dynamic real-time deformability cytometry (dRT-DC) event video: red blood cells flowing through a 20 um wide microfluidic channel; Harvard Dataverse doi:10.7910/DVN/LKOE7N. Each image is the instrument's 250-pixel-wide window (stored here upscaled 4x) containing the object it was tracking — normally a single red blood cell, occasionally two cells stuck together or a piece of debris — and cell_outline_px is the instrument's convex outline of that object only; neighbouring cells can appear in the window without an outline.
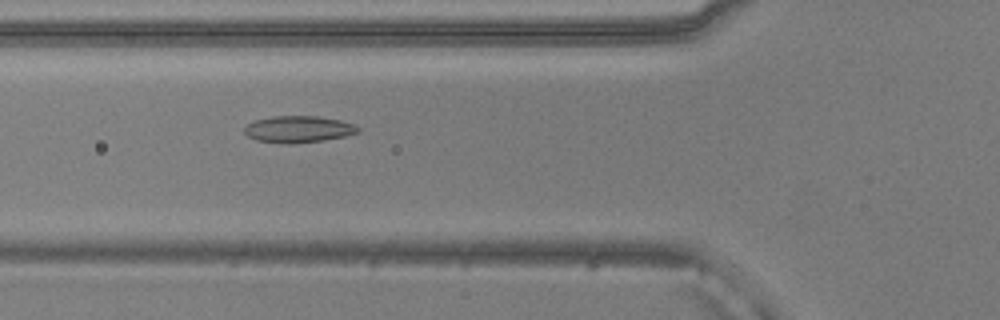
{"species": "common noctule bat (a hibernating species)", "species_latin": "Nyctalus noctula", "temperature_condition": "warm", "stored_images_in_passage": 38, "camera_frame_rate_fps": 3000, "um_per_image_px": 0.085, "animal": {"sex": "male", "body_mass_g": 20.5, "forearm_length_mm": 52.5}, "frame": {"image": 1, "passage_image": 3, "time_ms": 0.667, "image_size_px": [1000, 320], "cell_outline_px": [[360, 132], [344, 136], [324, 140], [292, 144], [288, 144], [256, 140], [248, 136], [244, 132], [244, 128], [248, 124], [256, 120], [272, 116], [320, 116], [340, 120], [352, 124], [360, 128]], "centroid_in_image_um": [25.37, 10.98], "position_along_channel_um": 100.4, "area_um2": 17.63}}
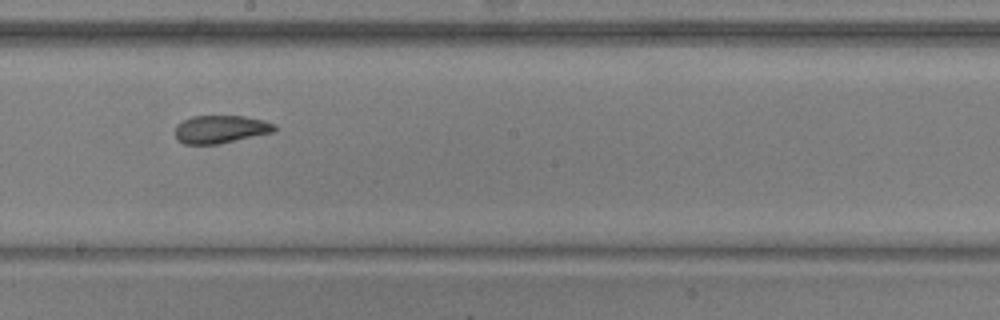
{"frame": {"image": 2, "passage_image": 13, "time_ms": 4.0, "image_size_px": [1000, 320], "cell_outline_px": [[276, 132], [220, 144], [184, 144], [176, 140], [176, 124], [192, 116], [244, 116], [264, 120], [276, 124]], "centroid_in_image_um": [18.78, 10.99], "position_along_channel_um": 229.4, "area_um2": 16.42}}
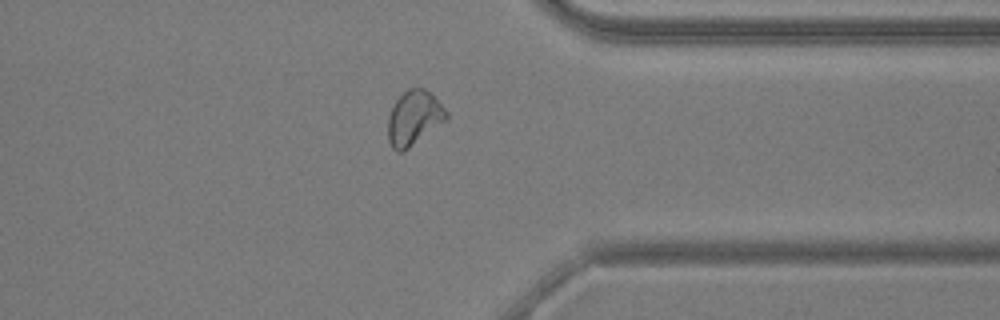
{"frame": {"image": 3, "passage_image": 25, "time_ms": 8.0, "image_size_px": [1000, 320], "cell_outline_px": [[448, 116], [444, 120], [404, 152], [396, 152], [392, 148], [388, 140], [388, 116], [396, 100], [408, 88], [424, 88], [432, 92], [448, 112]], "centroid_in_image_um": [35.17, 10.02], "position_along_channel_um": 376.2, "area_um2": 18.44}}